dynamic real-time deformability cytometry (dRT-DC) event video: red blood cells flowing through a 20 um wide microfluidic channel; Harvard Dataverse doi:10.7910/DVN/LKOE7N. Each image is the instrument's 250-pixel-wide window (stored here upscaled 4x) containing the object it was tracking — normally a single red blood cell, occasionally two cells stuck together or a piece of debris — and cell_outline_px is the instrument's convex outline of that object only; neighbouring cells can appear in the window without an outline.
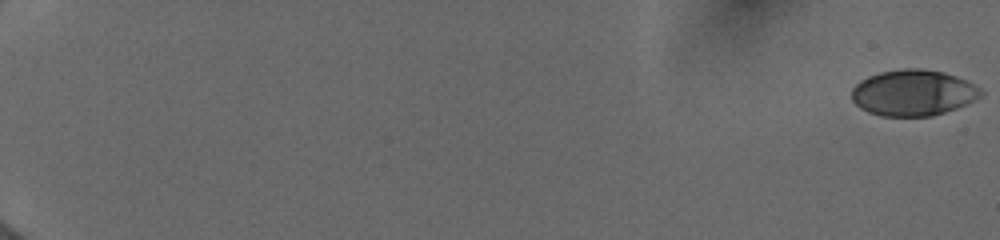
{"species": "human", "species_latin": "Homo sapiens", "temperature_condition": "cold", "stored_images_in_passage": 23, "camera_frame_rate_fps": 3000, "um_per_image_px": 0.085, "donor": {"sex": "female"}, "frame": {"image": 1, "passage_image": 1, "time_ms": 0.0, "image_size_px": [1000, 240], "cell_outline_px": [[984, 96], [956, 108], [932, 116], [880, 116], [868, 112], [860, 108], [852, 100], [852, 88], [860, 80], [868, 76], [880, 72], [904, 68], [920, 68], [944, 72], [956, 76], [980, 88], [984, 92]], "centroid_in_image_um": [77.61, 7.88], "position_along_channel_um": 7.4, "area_um2": 34.74}}
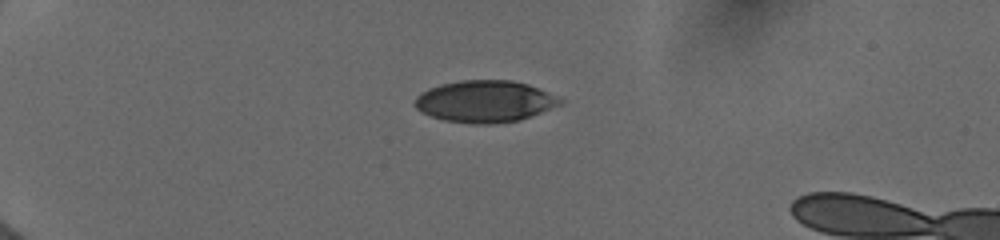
{"frame": {"image": 2, "passage_image": 21, "time_ms": 5.333, "image_size_px": [1000, 240], "cell_outline_px": [[564, 104], [520, 120], [496, 124], [472, 124], [444, 120], [420, 112], [416, 108], [416, 96], [420, 92], [428, 88], [440, 84], [460, 80], [512, 80], [528, 84], [556, 96], [564, 100]], "centroid_in_image_um": [41.22, 8.62], "position_along_channel_um": 43.8, "area_um2": 35.6}}
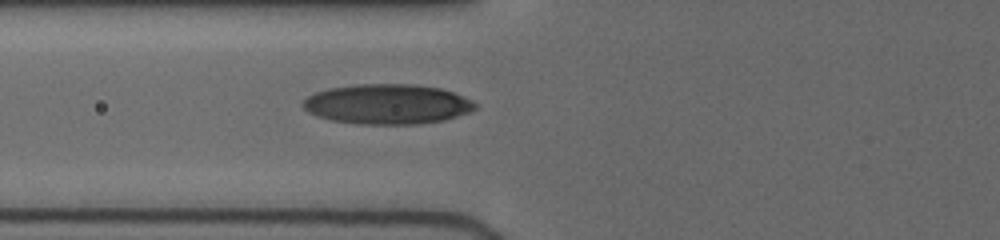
{"frame": {"image": 3, "passage_image": 23, "time_ms": 8.0, "image_size_px": [1000, 240], "cell_outline_px": [[476, 108], [468, 112], [444, 120], [420, 124], [360, 124], [332, 120], [308, 112], [300, 104], [308, 96], [316, 92], [328, 88], [360, 84], [416, 84], [440, 88], [452, 92], [472, 100], [476, 104]], "centroid_in_image_um": [32.92, 8.85], "position_along_channel_um": 92.9, "area_um2": 40.0}}